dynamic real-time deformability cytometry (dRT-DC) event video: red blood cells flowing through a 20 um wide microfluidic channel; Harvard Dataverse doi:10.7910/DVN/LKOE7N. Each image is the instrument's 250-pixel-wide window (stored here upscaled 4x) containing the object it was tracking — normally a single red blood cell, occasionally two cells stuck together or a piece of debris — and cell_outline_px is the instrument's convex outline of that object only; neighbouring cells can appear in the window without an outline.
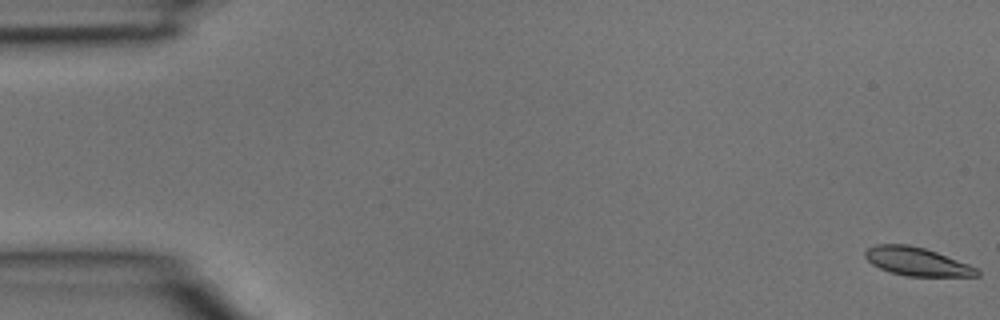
{"species": "common noctule bat (a hibernating species)", "species_latin": "Nyctalus noctula", "temperature_condition": "room temperature", "stored_images_in_passage": 5, "segment_of_instrument_passage": [1, 2], "camera_frame_rate_fps": 3000, "um_per_image_px": 0.085, "animal": {"sex": "male", "body_mass_g": 15.6}, "frame": {"image": 1, "passage_image": 1, "time_ms": 0.0, "image_size_px": [1000, 320], "cell_outline_px": [[980, 276], [908, 276], [892, 272], [880, 268], [872, 264], [864, 256], [864, 252], [868, 248], [876, 244], [908, 244], [924, 248], [936, 252], [968, 264], [976, 268], [980, 272]], "centroid_in_image_um": [77.92, 22.22], "position_along_channel_um": 7.1, "area_um2": 18.26}}
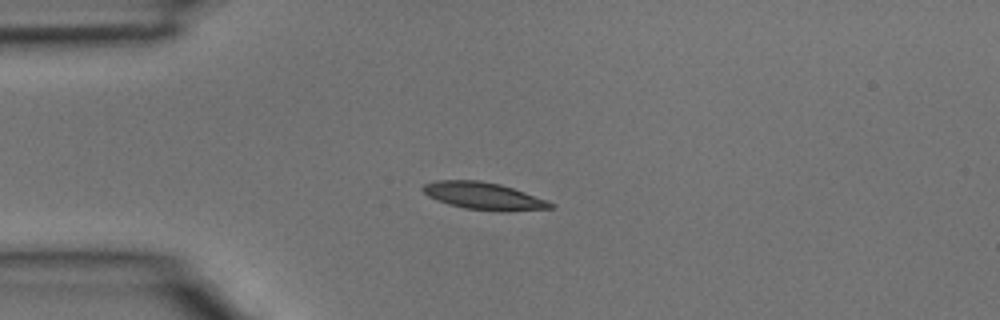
{"frame": {"image": 2, "passage_image": 4, "time_ms": 1.0, "image_size_px": [1000, 320], "cell_outline_px": [[556, 208], [504, 212], [500, 212], [464, 208], [448, 204], [436, 200], [428, 196], [420, 188], [424, 184], [436, 180], [480, 180], [500, 184], [548, 200], [556, 204]], "centroid_in_image_um": [41.14, 16.67], "position_along_channel_um": 43.9, "area_um2": 20.58}}